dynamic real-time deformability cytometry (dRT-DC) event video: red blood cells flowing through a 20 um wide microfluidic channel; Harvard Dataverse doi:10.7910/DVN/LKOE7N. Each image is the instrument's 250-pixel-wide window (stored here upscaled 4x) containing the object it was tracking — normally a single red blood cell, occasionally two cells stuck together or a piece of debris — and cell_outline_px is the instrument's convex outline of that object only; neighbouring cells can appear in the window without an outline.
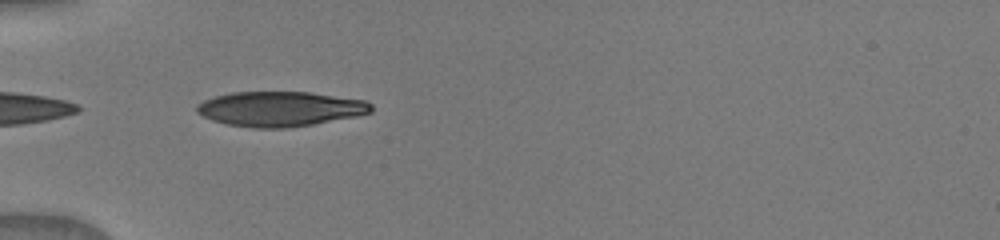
{"species": "human", "species_latin": "Homo sapiens", "temperature_condition": "warm", "stored_images_in_passage": 2, "camera_frame_rate_fps": 3000, "um_per_image_px": 0.085, "donor": {"sex": "male"}, "frame": {"image": 1, "passage_image": 1, "time_ms": 0.0, "image_size_px": [1000, 240], "cell_outline_px": [[372, 112], [356, 116], [312, 124], [288, 128], [252, 128], [224, 124], [212, 120], [196, 112], [196, 104], [204, 100], [216, 96], [232, 92], [312, 92], [364, 100], [372, 104]], "centroid_in_image_um": [23.79, 9.26], "position_along_channel_um": 61.2, "area_um2": 35.55}}